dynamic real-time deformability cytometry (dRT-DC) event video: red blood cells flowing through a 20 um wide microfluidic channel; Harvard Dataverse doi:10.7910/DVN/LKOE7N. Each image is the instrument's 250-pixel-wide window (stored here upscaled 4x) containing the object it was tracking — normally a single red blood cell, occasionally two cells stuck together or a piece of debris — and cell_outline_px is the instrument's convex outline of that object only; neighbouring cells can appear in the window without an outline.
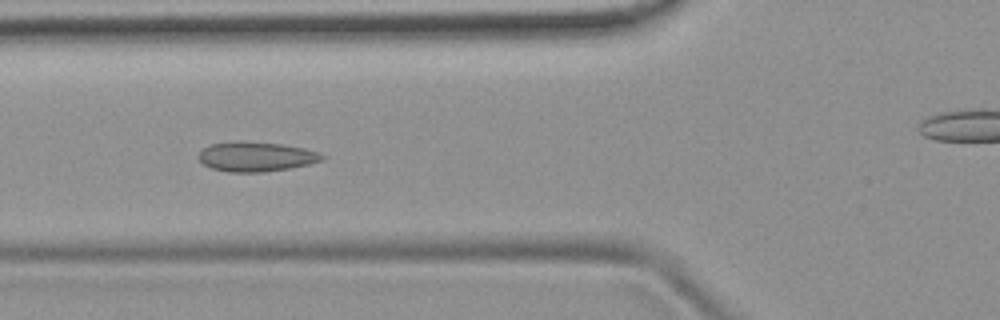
{"species": "common noctule bat (a hibernating species)", "species_latin": "Nyctalus noctula", "temperature_condition": "room temperature", "stored_images_in_passage": 54, "camera_frame_rate_fps": 3000, "um_per_image_px": 0.085, "animal": {"sex": "female", "body_mass_g": 19.9}, "frame": {"image": 1, "passage_image": 20, "time_ms": 6.333, "image_size_px": [1000, 320], "cell_outline_px": [[324, 160], [308, 164], [288, 168], [264, 172], [228, 172], [212, 168], [204, 164], [196, 156], [208, 144], [232, 140], [240, 140], [284, 144], [304, 148], [320, 152], [324, 156]], "centroid_in_image_um": [21.74, 13.29], "position_along_channel_um": 104.1, "area_um2": 21.68}}
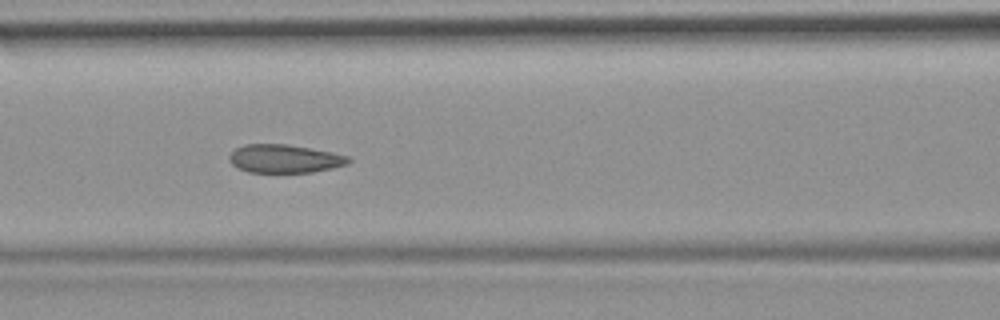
{"frame": {"image": 2, "passage_image": 23, "time_ms": 7.333, "image_size_px": [1000, 320], "cell_outline_px": [[352, 160], [348, 164], [332, 168], [312, 172], [248, 172], [236, 168], [228, 160], [228, 156], [236, 148], [244, 144], [288, 144], [332, 152], [352, 156]], "centroid_in_image_um": [24.2, 13.48], "position_along_channel_um": 142.4, "area_um2": 19.88}}
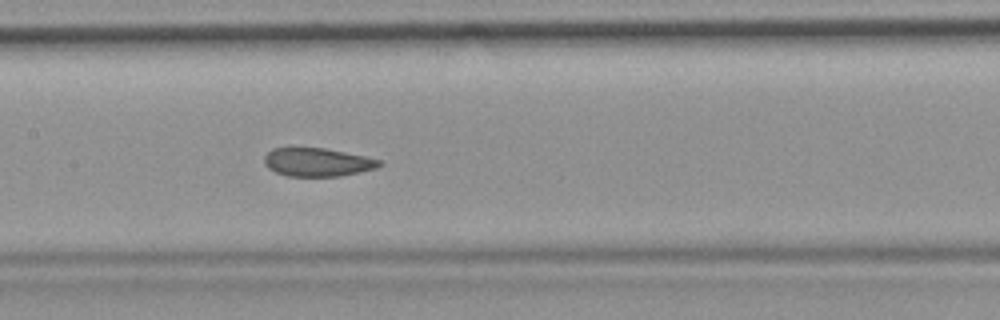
{"frame": {"image": 3, "passage_image": 26, "time_ms": 8.333, "image_size_px": [1000, 320], "cell_outline_px": [[384, 164], [376, 168], [340, 176], [288, 176], [276, 172], [268, 168], [264, 164], [264, 156], [272, 148], [324, 148], [364, 156], [380, 160]], "centroid_in_image_um": [26.96, 13.79], "position_along_channel_um": 180.4, "area_um2": 18.9}}